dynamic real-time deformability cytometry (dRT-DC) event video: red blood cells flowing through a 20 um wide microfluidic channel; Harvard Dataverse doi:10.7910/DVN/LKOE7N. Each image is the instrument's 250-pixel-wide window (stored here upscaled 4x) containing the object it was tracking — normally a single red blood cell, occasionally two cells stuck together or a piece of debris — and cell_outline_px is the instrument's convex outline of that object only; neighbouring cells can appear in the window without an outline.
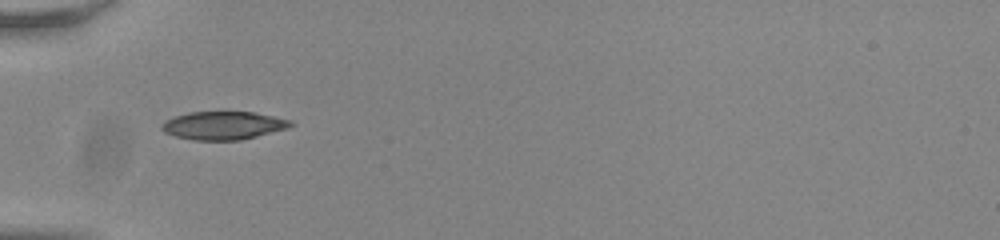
{"species": "common noctule bat (a hibernating species)", "species_latin": "Nyctalus noctula", "temperature_condition": "room temperature", "stored_images_in_passage": 37, "camera_frame_rate_fps": 3000, "um_per_image_px": 0.085, "animal": {"sex": "male", "body_mass_g": 20.0, "forearm_length_mm": 53.3}, "frame": {"image": 1, "passage_image": 1, "time_ms": 0.0, "image_size_px": [1000, 240], "cell_outline_px": [[296, 124], [288, 128], [240, 140], [192, 140], [176, 136], [164, 132], [160, 128], [168, 120], [176, 116], [192, 112], [256, 112], [292, 120]], "centroid_in_image_um": [19.05, 10.66], "position_along_channel_um": 65.9, "area_um2": 20.98}}
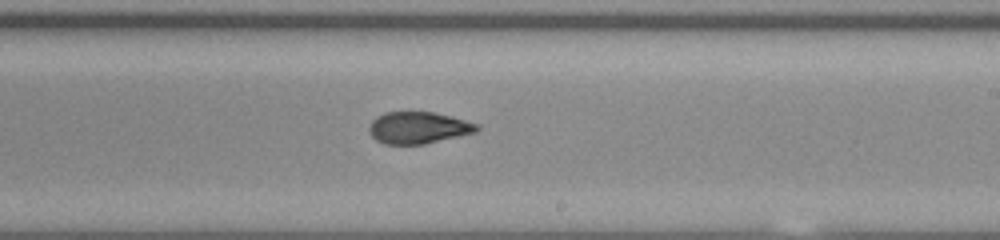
{"frame": {"image": 2, "passage_image": 16, "time_ms": 5.0, "image_size_px": [1000, 240], "cell_outline_px": [[480, 128], [476, 132], [424, 144], [384, 144], [376, 140], [368, 132], [368, 128], [372, 120], [376, 116], [384, 112], [432, 112], [452, 116], [480, 124]], "centroid_in_image_um": [35.55, 10.85], "position_along_channel_um": 253.4, "area_um2": 20.11}}
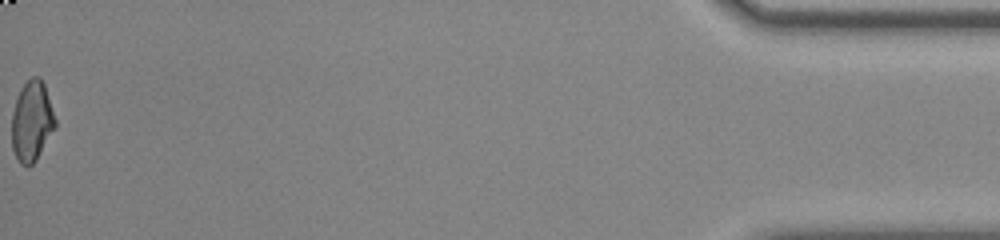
{"frame": {"image": 3, "passage_image": 37, "time_ms": 12.0, "image_size_px": [1000, 240], "cell_outline_px": [[56, 128], [36, 160], [28, 168], [20, 164], [12, 148], [12, 112], [20, 88], [32, 76], [40, 76], [44, 84], [56, 120]], "centroid_in_image_um": [2.71, 10.32], "position_along_channel_um": 432.5, "area_um2": 20.46}, "authors_computed_cell_mechanics": {"area_um2": 20.6346, "velocity_mm_per_s": 3.8259, "shape_relaxation_time_tau1_ms": null, "shape_relaxation_time_tau2_ms": 1.2097, "deformation_change_tau1": null, "deformation_change_tau2": 0.0595}}